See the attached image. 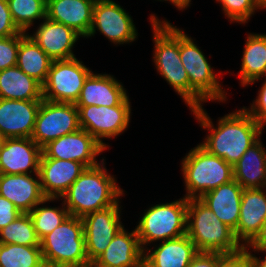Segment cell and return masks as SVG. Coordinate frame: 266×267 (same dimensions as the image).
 <instances>
[{"label":"cell","instance_id":"obj_1","mask_svg":"<svg viewBox=\"0 0 266 267\" xmlns=\"http://www.w3.org/2000/svg\"><path fill=\"white\" fill-rule=\"evenodd\" d=\"M191 112L200 126L210 132L200 145L232 166L261 137L265 128L244 108L224 115L216 127L203 107Z\"/></svg>","mask_w":266,"mask_h":267},{"label":"cell","instance_id":"obj_2","mask_svg":"<svg viewBox=\"0 0 266 267\" xmlns=\"http://www.w3.org/2000/svg\"><path fill=\"white\" fill-rule=\"evenodd\" d=\"M102 158L94 167L85 168L68 190L61 196L69 215H84L117 204L124 190L114 176L108 174Z\"/></svg>","mask_w":266,"mask_h":267},{"label":"cell","instance_id":"obj_3","mask_svg":"<svg viewBox=\"0 0 266 267\" xmlns=\"http://www.w3.org/2000/svg\"><path fill=\"white\" fill-rule=\"evenodd\" d=\"M153 32V62L157 72L181 96L190 109V82L179 53V28L150 15Z\"/></svg>","mask_w":266,"mask_h":267},{"label":"cell","instance_id":"obj_4","mask_svg":"<svg viewBox=\"0 0 266 267\" xmlns=\"http://www.w3.org/2000/svg\"><path fill=\"white\" fill-rule=\"evenodd\" d=\"M187 236L198 252L234 254L244 248L234 230L220 221L199 198L188 199Z\"/></svg>","mask_w":266,"mask_h":267},{"label":"cell","instance_id":"obj_5","mask_svg":"<svg viewBox=\"0 0 266 267\" xmlns=\"http://www.w3.org/2000/svg\"><path fill=\"white\" fill-rule=\"evenodd\" d=\"M45 267H91L81 217L69 215L40 240Z\"/></svg>","mask_w":266,"mask_h":267},{"label":"cell","instance_id":"obj_6","mask_svg":"<svg viewBox=\"0 0 266 267\" xmlns=\"http://www.w3.org/2000/svg\"><path fill=\"white\" fill-rule=\"evenodd\" d=\"M179 53L190 82V110L207 101H227V92L218 81L208 59L194 40L179 29ZM203 102V103H202Z\"/></svg>","mask_w":266,"mask_h":267},{"label":"cell","instance_id":"obj_7","mask_svg":"<svg viewBox=\"0 0 266 267\" xmlns=\"http://www.w3.org/2000/svg\"><path fill=\"white\" fill-rule=\"evenodd\" d=\"M181 164L186 199L200 198L234 179L233 166L200 144L186 154Z\"/></svg>","mask_w":266,"mask_h":267},{"label":"cell","instance_id":"obj_8","mask_svg":"<svg viewBox=\"0 0 266 267\" xmlns=\"http://www.w3.org/2000/svg\"><path fill=\"white\" fill-rule=\"evenodd\" d=\"M188 199L160 203L145 210L135 227L143 250L156 241L174 239L187 234Z\"/></svg>","mask_w":266,"mask_h":267},{"label":"cell","instance_id":"obj_9","mask_svg":"<svg viewBox=\"0 0 266 267\" xmlns=\"http://www.w3.org/2000/svg\"><path fill=\"white\" fill-rule=\"evenodd\" d=\"M76 107L79 111L80 128L92 135L106 149L109 145L102 139L121 135L130 123L132 110L129 96L113 107L96 105Z\"/></svg>","mask_w":266,"mask_h":267},{"label":"cell","instance_id":"obj_10","mask_svg":"<svg viewBox=\"0 0 266 267\" xmlns=\"http://www.w3.org/2000/svg\"><path fill=\"white\" fill-rule=\"evenodd\" d=\"M91 72L76 57L52 61L47 80L43 84V99L75 104Z\"/></svg>","mask_w":266,"mask_h":267},{"label":"cell","instance_id":"obj_11","mask_svg":"<svg viewBox=\"0 0 266 267\" xmlns=\"http://www.w3.org/2000/svg\"><path fill=\"white\" fill-rule=\"evenodd\" d=\"M79 129V111L75 104L42 99L31 139L43 148L50 141Z\"/></svg>","mask_w":266,"mask_h":267},{"label":"cell","instance_id":"obj_12","mask_svg":"<svg viewBox=\"0 0 266 267\" xmlns=\"http://www.w3.org/2000/svg\"><path fill=\"white\" fill-rule=\"evenodd\" d=\"M103 34L113 44H129L137 39V29L132 17L113 0H96L93 9V21L88 38Z\"/></svg>","mask_w":266,"mask_h":267},{"label":"cell","instance_id":"obj_13","mask_svg":"<svg viewBox=\"0 0 266 267\" xmlns=\"http://www.w3.org/2000/svg\"><path fill=\"white\" fill-rule=\"evenodd\" d=\"M113 206L88 213L82 217L85 235V250L90 263L103 253L118 231L124 227L121 222V207Z\"/></svg>","mask_w":266,"mask_h":267},{"label":"cell","instance_id":"obj_14","mask_svg":"<svg viewBox=\"0 0 266 267\" xmlns=\"http://www.w3.org/2000/svg\"><path fill=\"white\" fill-rule=\"evenodd\" d=\"M106 148L84 129L61 136L50 141L42 148L47 158L71 160L80 162L86 168L99 164L97 155L102 154Z\"/></svg>","mask_w":266,"mask_h":267},{"label":"cell","instance_id":"obj_15","mask_svg":"<svg viewBox=\"0 0 266 267\" xmlns=\"http://www.w3.org/2000/svg\"><path fill=\"white\" fill-rule=\"evenodd\" d=\"M41 101L0 98V132L6 138H31Z\"/></svg>","mask_w":266,"mask_h":267},{"label":"cell","instance_id":"obj_16","mask_svg":"<svg viewBox=\"0 0 266 267\" xmlns=\"http://www.w3.org/2000/svg\"><path fill=\"white\" fill-rule=\"evenodd\" d=\"M42 148L31 138H6L0 149V174H37Z\"/></svg>","mask_w":266,"mask_h":267},{"label":"cell","instance_id":"obj_17","mask_svg":"<svg viewBox=\"0 0 266 267\" xmlns=\"http://www.w3.org/2000/svg\"><path fill=\"white\" fill-rule=\"evenodd\" d=\"M86 167L80 162L47 158L43 153L38 170L46 198H61Z\"/></svg>","mask_w":266,"mask_h":267},{"label":"cell","instance_id":"obj_18","mask_svg":"<svg viewBox=\"0 0 266 267\" xmlns=\"http://www.w3.org/2000/svg\"><path fill=\"white\" fill-rule=\"evenodd\" d=\"M143 254L136 229L127 232L123 227L91 267H142Z\"/></svg>","mask_w":266,"mask_h":267},{"label":"cell","instance_id":"obj_19","mask_svg":"<svg viewBox=\"0 0 266 267\" xmlns=\"http://www.w3.org/2000/svg\"><path fill=\"white\" fill-rule=\"evenodd\" d=\"M34 34H28L38 46L53 60H66L76 57L73 47L81 37L73 29L49 20L39 24Z\"/></svg>","mask_w":266,"mask_h":267},{"label":"cell","instance_id":"obj_20","mask_svg":"<svg viewBox=\"0 0 266 267\" xmlns=\"http://www.w3.org/2000/svg\"><path fill=\"white\" fill-rule=\"evenodd\" d=\"M265 221L266 188L243 189L239 223L234 234L244 248L260 232Z\"/></svg>","mask_w":266,"mask_h":267},{"label":"cell","instance_id":"obj_21","mask_svg":"<svg viewBox=\"0 0 266 267\" xmlns=\"http://www.w3.org/2000/svg\"><path fill=\"white\" fill-rule=\"evenodd\" d=\"M0 195L11 201L21 213H29L46 198L38 173L0 174Z\"/></svg>","mask_w":266,"mask_h":267},{"label":"cell","instance_id":"obj_22","mask_svg":"<svg viewBox=\"0 0 266 267\" xmlns=\"http://www.w3.org/2000/svg\"><path fill=\"white\" fill-rule=\"evenodd\" d=\"M96 0H47L46 17L87 38Z\"/></svg>","mask_w":266,"mask_h":267},{"label":"cell","instance_id":"obj_23","mask_svg":"<svg viewBox=\"0 0 266 267\" xmlns=\"http://www.w3.org/2000/svg\"><path fill=\"white\" fill-rule=\"evenodd\" d=\"M123 84L110 74H97L93 71L85 80L76 106H107L119 105L128 95Z\"/></svg>","mask_w":266,"mask_h":267},{"label":"cell","instance_id":"obj_24","mask_svg":"<svg viewBox=\"0 0 266 267\" xmlns=\"http://www.w3.org/2000/svg\"><path fill=\"white\" fill-rule=\"evenodd\" d=\"M146 249L143 254L144 267H188L198 253L187 234L161 241L153 250Z\"/></svg>","mask_w":266,"mask_h":267},{"label":"cell","instance_id":"obj_25","mask_svg":"<svg viewBox=\"0 0 266 267\" xmlns=\"http://www.w3.org/2000/svg\"><path fill=\"white\" fill-rule=\"evenodd\" d=\"M242 193L243 188L233 179L203 194L199 199L213 211L220 221L235 230L239 223Z\"/></svg>","mask_w":266,"mask_h":267},{"label":"cell","instance_id":"obj_26","mask_svg":"<svg viewBox=\"0 0 266 267\" xmlns=\"http://www.w3.org/2000/svg\"><path fill=\"white\" fill-rule=\"evenodd\" d=\"M233 172L243 189L266 188V149L260 138L233 166Z\"/></svg>","mask_w":266,"mask_h":267},{"label":"cell","instance_id":"obj_27","mask_svg":"<svg viewBox=\"0 0 266 267\" xmlns=\"http://www.w3.org/2000/svg\"><path fill=\"white\" fill-rule=\"evenodd\" d=\"M0 98L42 100L43 85L25 74L17 65L0 71Z\"/></svg>","mask_w":266,"mask_h":267},{"label":"cell","instance_id":"obj_28","mask_svg":"<svg viewBox=\"0 0 266 267\" xmlns=\"http://www.w3.org/2000/svg\"><path fill=\"white\" fill-rule=\"evenodd\" d=\"M246 38L241 70L238 72L243 87L253 85L266 76V34L250 33Z\"/></svg>","mask_w":266,"mask_h":267},{"label":"cell","instance_id":"obj_29","mask_svg":"<svg viewBox=\"0 0 266 267\" xmlns=\"http://www.w3.org/2000/svg\"><path fill=\"white\" fill-rule=\"evenodd\" d=\"M52 61L28 33L20 40L16 65L42 85L47 80Z\"/></svg>","mask_w":266,"mask_h":267},{"label":"cell","instance_id":"obj_30","mask_svg":"<svg viewBox=\"0 0 266 267\" xmlns=\"http://www.w3.org/2000/svg\"><path fill=\"white\" fill-rule=\"evenodd\" d=\"M0 267H45L41 248L0 244Z\"/></svg>","mask_w":266,"mask_h":267},{"label":"cell","instance_id":"obj_31","mask_svg":"<svg viewBox=\"0 0 266 267\" xmlns=\"http://www.w3.org/2000/svg\"><path fill=\"white\" fill-rule=\"evenodd\" d=\"M58 199L59 198H45L29 212L36 234L40 240L48 233H51L69 216L68 209L64 206L63 202L62 208L43 205L44 203L57 201Z\"/></svg>","mask_w":266,"mask_h":267},{"label":"cell","instance_id":"obj_32","mask_svg":"<svg viewBox=\"0 0 266 267\" xmlns=\"http://www.w3.org/2000/svg\"><path fill=\"white\" fill-rule=\"evenodd\" d=\"M0 244L40 246L34 224L29 213H22L13 222L0 230Z\"/></svg>","mask_w":266,"mask_h":267},{"label":"cell","instance_id":"obj_33","mask_svg":"<svg viewBox=\"0 0 266 267\" xmlns=\"http://www.w3.org/2000/svg\"><path fill=\"white\" fill-rule=\"evenodd\" d=\"M9 11L16 26L26 32L35 20L46 18L47 0H7Z\"/></svg>","mask_w":266,"mask_h":267},{"label":"cell","instance_id":"obj_34","mask_svg":"<svg viewBox=\"0 0 266 267\" xmlns=\"http://www.w3.org/2000/svg\"><path fill=\"white\" fill-rule=\"evenodd\" d=\"M222 6V11L230 22L248 23L257 9H262L255 0H216Z\"/></svg>","mask_w":266,"mask_h":267},{"label":"cell","instance_id":"obj_35","mask_svg":"<svg viewBox=\"0 0 266 267\" xmlns=\"http://www.w3.org/2000/svg\"><path fill=\"white\" fill-rule=\"evenodd\" d=\"M26 34V32H21L17 35L0 38V71L16 66L19 43Z\"/></svg>","mask_w":266,"mask_h":267},{"label":"cell","instance_id":"obj_36","mask_svg":"<svg viewBox=\"0 0 266 267\" xmlns=\"http://www.w3.org/2000/svg\"><path fill=\"white\" fill-rule=\"evenodd\" d=\"M21 32L12 19L7 0H0V38L10 37Z\"/></svg>","mask_w":266,"mask_h":267},{"label":"cell","instance_id":"obj_37","mask_svg":"<svg viewBox=\"0 0 266 267\" xmlns=\"http://www.w3.org/2000/svg\"><path fill=\"white\" fill-rule=\"evenodd\" d=\"M250 105V108H243L264 127L266 124V79L258 91L257 98Z\"/></svg>","mask_w":266,"mask_h":267},{"label":"cell","instance_id":"obj_38","mask_svg":"<svg viewBox=\"0 0 266 267\" xmlns=\"http://www.w3.org/2000/svg\"><path fill=\"white\" fill-rule=\"evenodd\" d=\"M216 267H252L249 249L243 248L234 254H224L217 261Z\"/></svg>","mask_w":266,"mask_h":267},{"label":"cell","instance_id":"obj_39","mask_svg":"<svg viewBox=\"0 0 266 267\" xmlns=\"http://www.w3.org/2000/svg\"><path fill=\"white\" fill-rule=\"evenodd\" d=\"M21 214L11 201L0 195V230Z\"/></svg>","mask_w":266,"mask_h":267},{"label":"cell","instance_id":"obj_40","mask_svg":"<svg viewBox=\"0 0 266 267\" xmlns=\"http://www.w3.org/2000/svg\"><path fill=\"white\" fill-rule=\"evenodd\" d=\"M223 255L217 252H198L188 267H216L217 261Z\"/></svg>","mask_w":266,"mask_h":267},{"label":"cell","instance_id":"obj_41","mask_svg":"<svg viewBox=\"0 0 266 267\" xmlns=\"http://www.w3.org/2000/svg\"><path fill=\"white\" fill-rule=\"evenodd\" d=\"M245 248H253L252 251H266V221L262 225L260 232Z\"/></svg>","mask_w":266,"mask_h":267},{"label":"cell","instance_id":"obj_42","mask_svg":"<svg viewBox=\"0 0 266 267\" xmlns=\"http://www.w3.org/2000/svg\"><path fill=\"white\" fill-rule=\"evenodd\" d=\"M255 252H262V253H266V251H255ZM249 254L251 256L252 259V267H266V256L262 259L256 257L255 254H252L251 251H249Z\"/></svg>","mask_w":266,"mask_h":267},{"label":"cell","instance_id":"obj_43","mask_svg":"<svg viewBox=\"0 0 266 267\" xmlns=\"http://www.w3.org/2000/svg\"><path fill=\"white\" fill-rule=\"evenodd\" d=\"M171 4H173V6H175L179 10H184L190 6L191 0H171Z\"/></svg>","mask_w":266,"mask_h":267},{"label":"cell","instance_id":"obj_44","mask_svg":"<svg viewBox=\"0 0 266 267\" xmlns=\"http://www.w3.org/2000/svg\"><path fill=\"white\" fill-rule=\"evenodd\" d=\"M255 1L262 9H266V0H255Z\"/></svg>","mask_w":266,"mask_h":267},{"label":"cell","instance_id":"obj_45","mask_svg":"<svg viewBox=\"0 0 266 267\" xmlns=\"http://www.w3.org/2000/svg\"><path fill=\"white\" fill-rule=\"evenodd\" d=\"M6 137L0 132V149L3 147Z\"/></svg>","mask_w":266,"mask_h":267},{"label":"cell","instance_id":"obj_46","mask_svg":"<svg viewBox=\"0 0 266 267\" xmlns=\"http://www.w3.org/2000/svg\"><path fill=\"white\" fill-rule=\"evenodd\" d=\"M158 1H169L171 3V0H158Z\"/></svg>","mask_w":266,"mask_h":267}]
</instances>
